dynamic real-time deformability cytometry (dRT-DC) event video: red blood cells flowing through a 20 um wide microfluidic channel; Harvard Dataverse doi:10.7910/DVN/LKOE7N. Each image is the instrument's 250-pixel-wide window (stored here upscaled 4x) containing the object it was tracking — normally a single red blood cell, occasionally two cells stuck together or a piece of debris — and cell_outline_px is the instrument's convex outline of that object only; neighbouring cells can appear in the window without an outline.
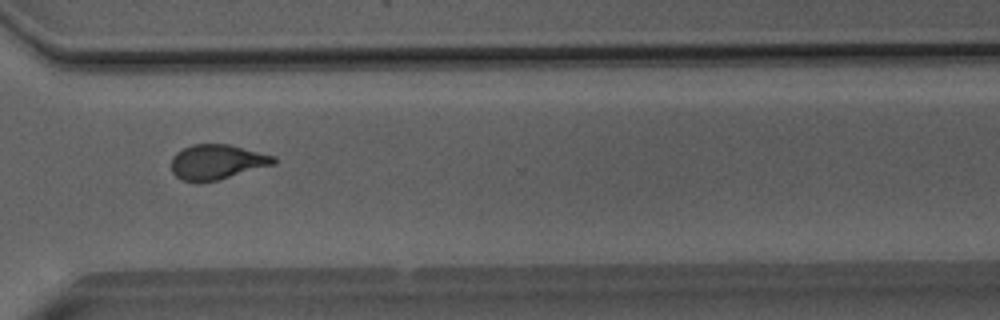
{"species": "Egyptian fruit bat (a non-hibernating species)", "species_latin": "Rousettus aegyptiacus", "temperature_condition": "room temperature", "stored_images_in_passage": 37, "camera_frame_rate_fps": 3000, "um_per_image_px": 0.085, "animal": {"sex": "male"}, "frame": {"image": 1, "passage_image": 28, "time_ms": 9.0, "image_size_px": [1000, 320], "cell_outline_px": [[276, 164], [216, 180], [180, 180], [172, 172], [172, 156], [176, 152], [192, 144], [228, 144], [276, 156]], "centroid_in_image_um": [18.46, 13.74], "position_along_channel_um": 352.1, "area_um2": 20.52}}
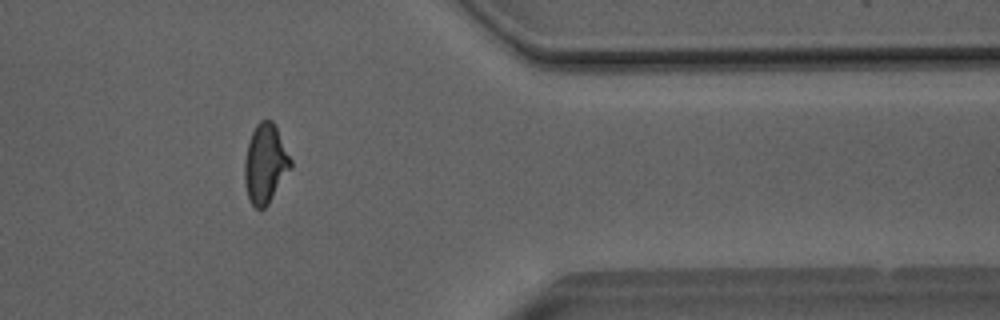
{"frame": {"image": 2, "passage_image": 32, "time_ms": 10.333, "image_size_px": [1000, 320], "cell_outline_px": [[292, 168], [268, 204], [264, 208], [256, 208], [248, 200], [244, 184], [244, 160], [248, 144], [252, 132], [256, 124], [260, 120], [272, 120], [292, 160]], "centroid_in_image_um": [22.54, 13.94], "position_along_channel_um": 388.9, "area_um2": 21.33}, "authors_computed_cell_mechanics": {"area_um2": 21.3282, "velocity_mm_per_s": 4.0687, "shape_relaxation_time_tau1_ms": 4.5548, "shape_relaxation_time_tau2_ms": 1.3685, "deformation_change_tau1": 0.1519, "deformation_change_tau2": 0.0764}}